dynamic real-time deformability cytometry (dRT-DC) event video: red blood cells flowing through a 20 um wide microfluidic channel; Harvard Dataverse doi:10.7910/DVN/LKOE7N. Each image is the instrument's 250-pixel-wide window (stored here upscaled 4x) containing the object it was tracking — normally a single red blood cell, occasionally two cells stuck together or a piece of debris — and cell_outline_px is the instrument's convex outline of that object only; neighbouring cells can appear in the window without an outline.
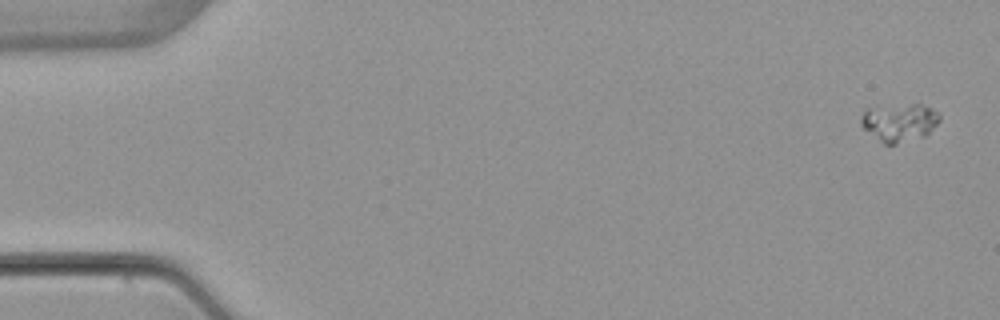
{"species": "common noctule bat (a hibernating species)", "species_latin": "Nyctalus noctula", "temperature_condition": "warm", "stored_images_in_passage": 5, "camera_frame_rate_fps": 3000, "um_per_image_px": 0.085, "animal": {"sex": "female", "body_mass_g": 22.7, "forearm_length_mm": 54.2}, "frame": {"image": 1, "passage_image": 1, "time_ms": 0.0, "image_size_px": [1000, 320], "cell_outline_px": [[940, 120], [924, 136], [896, 144], [884, 144], [864, 128], [860, 124], [860, 116], [864, 108], [912, 104], [920, 104], [932, 108], [940, 112]], "centroid_in_image_um": [76.43, 10.38], "position_along_channel_um": 8.6, "area_um2": 17.34}}
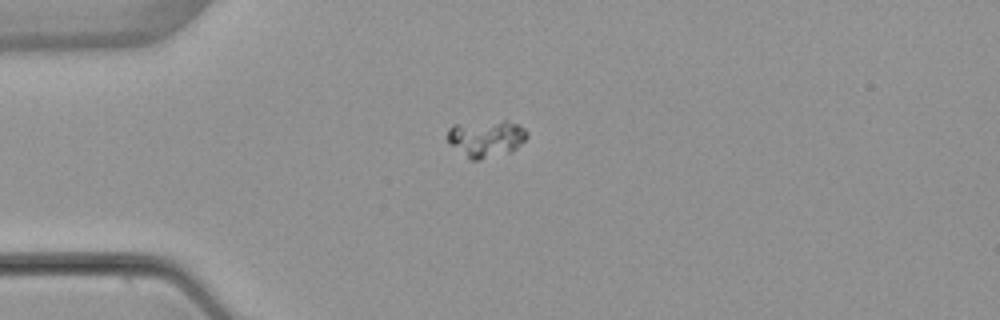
{"frame": {"image": 2, "passage_image": 4, "time_ms": 4.0, "image_size_px": [1000, 320], "cell_outline_px": [[528, 136], [512, 152], [480, 160], [472, 160], [448, 144], [448, 128], [452, 124], [504, 120], [516, 124], [524, 128], [528, 132]], "centroid_in_image_um": [41.31, 11.77], "position_along_channel_um": 43.7, "area_um2": 17.22}}